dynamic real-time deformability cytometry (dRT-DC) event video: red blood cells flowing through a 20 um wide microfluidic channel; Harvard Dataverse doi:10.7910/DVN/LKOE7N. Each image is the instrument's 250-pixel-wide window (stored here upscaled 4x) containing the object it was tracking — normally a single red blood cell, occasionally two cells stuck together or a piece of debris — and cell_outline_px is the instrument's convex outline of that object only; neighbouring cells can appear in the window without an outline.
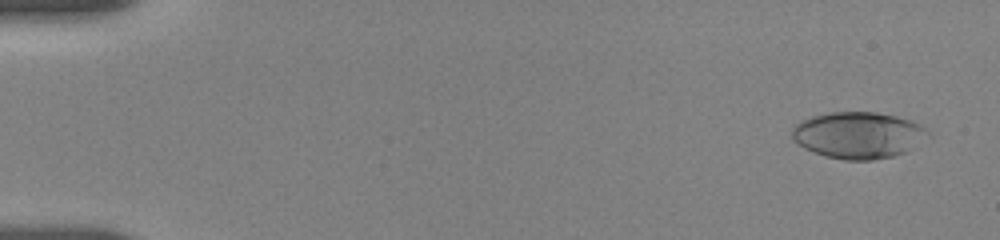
{"species": "human", "species_latin": "Homo sapiens", "temperature_condition": "room temperature", "stored_images_in_passage": 24, "camera_frame_rate_fps": 3000, "um_per_image_px": 0.085, "donor": {"sex": "female"}, "frame": {"image": 1, "passage_image": 3, "time_ms": 0.667, "image_size_px": [1000, 240], "cell_outline_px": [[932, 136], [908, 152], [892, 156], [872, 160], [844, 160], [824, 156], [804, 148], [792, 140], [792, 128], [800, 120], [812, 116], [828, 112], [876, 112], [896, 116], [912, 120], [920, 124], [932, 132]], "centroid_in_image_um": [73.01, 11.49], "position_along_channel_um": 12.0, "area_um2": 37.57}}
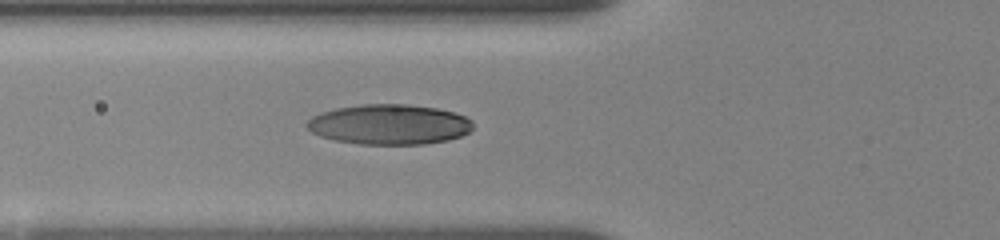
{"frame": {"image": 2, "passage_image": 18, "time_ms": 6.667, "image_size_px": [1000, 240], "cell_outline_px": [[472, 128], [468, 132], [460, 136], [448, 140], [424, 144], [360, 144], [336, 140], [320, 136], [312, 132], [304, 124], [312, 116], [320, 112], [336, 108], [364, 104], [408, 104], [436, 108], [452, 112], [464, 116], [472, 120]], "centroid_in_image_um": [33.06, 10.57], "position_along_channel_um": 92.7, "area_um2": 38.78}}
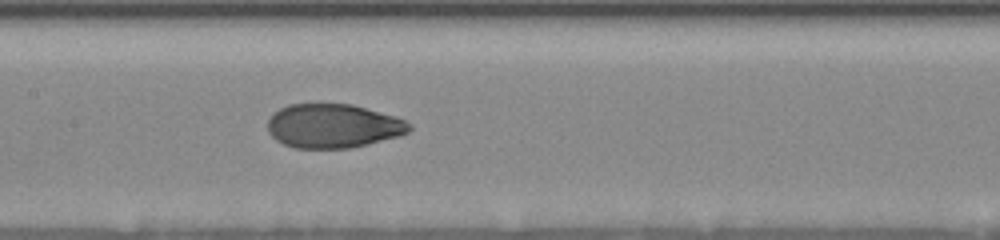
{"frame": {"image": 3, "passage_image": 24, "time_ms": 9.0, "image_size_px": [1000, 240], "cell_outline_px": [[412, 128], [408, 132], [400, 136], [368, 144], [348, 148], [292, 148], [276, 140], [268, 132], [268, 120], [280, 108], [288, 104], [352, 104], [396, 116], [412, 124]], "centroid_in_image_um": [28.34, 10.71], "position_along_channel_um": 179.1, "area_um2": 36.41}}